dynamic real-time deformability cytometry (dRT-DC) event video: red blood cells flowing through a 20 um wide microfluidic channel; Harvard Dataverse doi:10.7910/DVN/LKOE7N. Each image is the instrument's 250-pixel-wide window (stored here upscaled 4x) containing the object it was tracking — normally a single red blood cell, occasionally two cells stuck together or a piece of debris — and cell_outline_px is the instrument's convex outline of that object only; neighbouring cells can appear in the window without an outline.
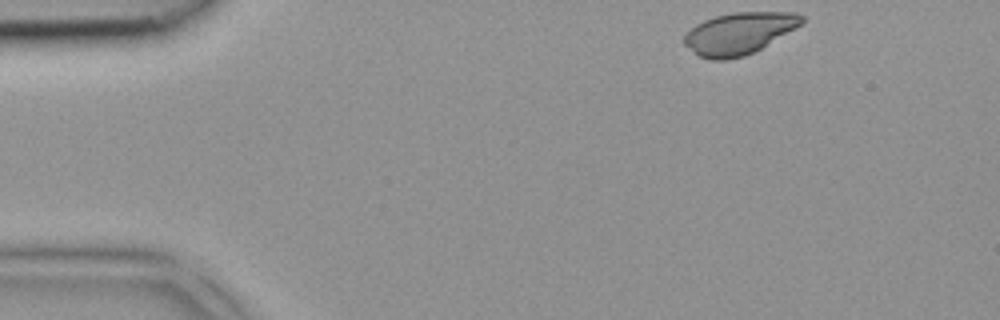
{"species": "common noctule bat (a hibernating species)", "species_latin": "Nyctalus noctula", "temperature_condition": "room temperature", "stored_images_in_passage": 3, "camera_frame_rate_fps": 3000, "um_per_image_px": 0.085, "animal": {"sex": "female", "body_mass_g": 18.4}, "frame": {"image": 1, "passage_image": 1, "time_ms": 0.0, "image_size_px": [1000, 320], "cell_outline_px": [[804, 24], [760, 48], [744, 56], [724, 60], [712, 60], [700, 56], [684, 44], [684, 36], [696, 24], [704, 20], [716, 16], [732, 12], [796, 12], [804, 16]], "centroid_in_image_um": [62.86, 2.82], "position_along_channel_um": 22.1, "area_um2": 28.44}}
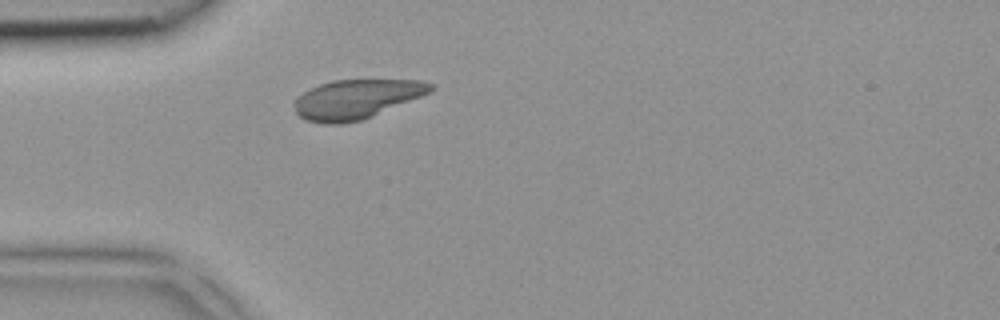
{"frame": {"image": 2, "passage_image": 3, "time_ms": 0.667, "image_size_px": [1000, 320], "cell_outline_px": [[436, 88], [420, 96], [364, 120], [340, 124], [324, 124], [304, 120], [296, 112], [292, 104], [292, 100], [296, 96], [320, 84], [332, 80], [424, 80], [436, 84]], "centroid_in_image_um": [30.26, 8.43], "position_along_channel_um": 54.7, "area_um2": 31.44}}